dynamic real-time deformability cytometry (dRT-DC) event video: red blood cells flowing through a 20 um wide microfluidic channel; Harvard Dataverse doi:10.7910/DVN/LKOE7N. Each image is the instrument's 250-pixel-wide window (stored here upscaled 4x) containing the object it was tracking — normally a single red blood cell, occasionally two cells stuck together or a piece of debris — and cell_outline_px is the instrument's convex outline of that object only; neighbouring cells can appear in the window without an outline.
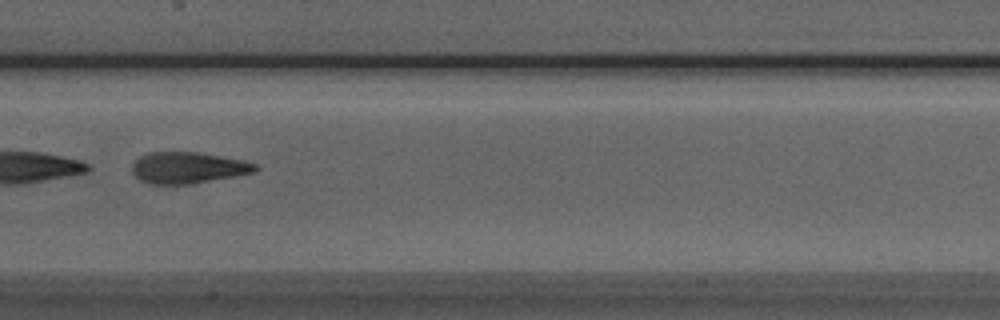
{"species": "Egyptian fruit bat (a non-hibernating species)", "species_latin": "Rousettus aegyptiacus", "temperature_condition": "room temperature", "stored_images_in_passage": 25, "camera_frame_rate_fps": 3000, "um_per_image_px": 0.085, "animal": {"sex": "male"}, "frame": {"image": 1, "passage_image": 15, "time_ms": 4.667, "image_size_px": [1000, 320], "cell_outline_px": [[260, 168], [256, 172], [188, 184], [148, 184], [140, 180], [132, 172], [132, 164], [140, 156], [148, 152], [196, 152], [244, 160], [256, 164]], "centroid_in_image_um": [15.96, 14.25], "position_along_channel_um": 191.4, "area_um2": 22.43}}
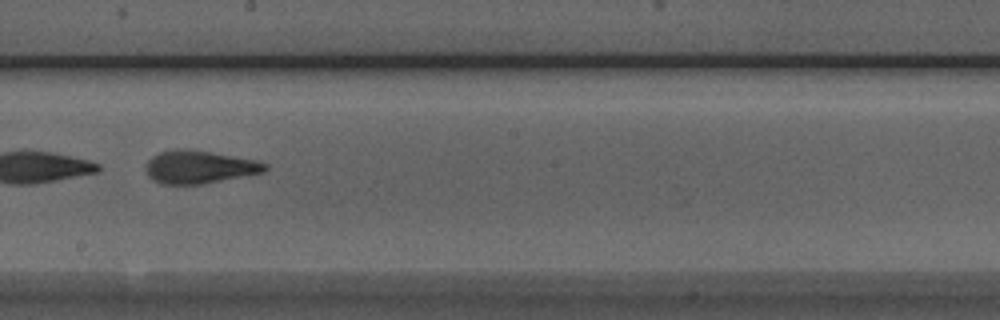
{"frame": {"image": 2, "passage_image": 18, "time_ms": 5.667, "image_size_px": [1000, 320], "cell_outline_px": [[268, 168], [264, 172], [200, 184], [160, 184], [152, 180], [148, 176], [144, 168], [148, 160], [152, 156], [160, 152], [176, 148], [188, 148], [212, 152], [256, 160], [268, 164]], "centroid_in_image_um": [16.89, 14.18], "position_along_channel_um": 231.3, "area_um2": 23.0}}